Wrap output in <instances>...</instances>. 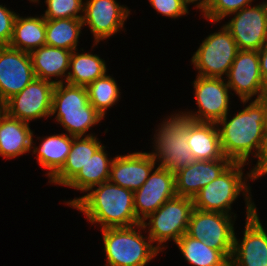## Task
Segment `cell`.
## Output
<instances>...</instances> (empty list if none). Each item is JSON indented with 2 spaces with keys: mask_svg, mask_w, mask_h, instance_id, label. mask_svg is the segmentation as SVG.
Listing matches in <instances>:
<instances>
[{
  "mask_svg": "<svg viewBox=\"0 0 267 266\" xmlns=\"http://www.w3.org/2000/svg\"><path fill=\"white\" fill-rule=\"evenodd\" d=\"M227 115L217 126L224 157L232 162L246 163L255 149L258 156L267 134V97L252 101L246 108L228 120Z\"/></svg>",
  "mask_w": 267,
  "mask_h": 266,
  "instance_id": "6da1fadb",
  "label": "cell"
},
{
  "mask_svg": "<svg viewBox=\"0 0 267 266\" xmlns=\"http://www.w3.org/2000/svg\"><path fill=\"white\" fill-rule=\"evenodd\" d=\"M83 197L67 202L87 216L90 223H100L102 228L138 225L134 208V191L105 181Z\"/></svg>",
  "mask_w": 267,
  "mask_h": 266,
  "instance_id": "7a4b0ae2",
  "label": "cell"
},
{
  "mask_svg": "<svg viewBox=\"0 0 267 266\" xmlns=\"http://www.w3.org/2000/svg\"><path fill=\"white\" fill-rule=\"evenodd\" d=\"M55 84L52 94L51 116L70 136L83 137L93 125L104 117L89 103L86 87L66 83Z\"/></svg>",
  "mask_w": 267,
  "mask_h": 266,
  "instance_id": "3957f363",
  "label": "cell"
},
{
  "mask_svg": "<svg viewBox=\"0 0 267 266\" xmlns=\"http://www.w3.org/2000/svg\"><path fill=\"white\" fill-rule=\"evenodd\" d=\"M245 163L233 162L224 172L215 180L203 187L193 198L194 208L201 211L222 212L229 215L231 204L238 198L240 192L245 191L246 219L252 217L257 211L254 203L251 201V194L243 180L242 167ZM243 180V181H242ZM249 195V196H248Z\"/></svg>",
  "mask_w": 267,
  "mask_h": 266,
  "instance_id": "277c9868",
  "label": "cell"
},
{
  "mask_svg": "<svg viewBox=\"0 0 267 266\" xmlns=\"http://www.w3.org/2000/svg\"><path fill=\"white\" fill-rule=\"evenodd\" d=\"M136 226L101 229L107 257L105 266H145L159 253L151 238L143 237L141 231L135 230Z\"/></svg>",
  "mask_w": 267,
  "mask_h": 266,
  "instance_id": "5b68a950",
  "label": "cell"
},
{
  "mask_svg": "<svg viewBox=\"0 0 267 266\" xmlns=\"http://www.w3.org/2000/svg\"><path fill=\"white\" fill-rule=\"evenodd\" d=\"M169 118L156 130L155 152L151 154L161 161L158 166L175 173L195 159L188 144L187 118L179 113Z\"/></svg>",
  "mask_w": 267,
  "mask_h": 266,
  "instance_id": "8992f818",
  "label": "cell"
},
{
  "mask_svg": "<svg viewBox=\"0 0 267 266\" xmlns=\"http://www.w3.org/2000/svg\"><path fill=\"white\" fill-rule=\"evenodd\" d=\"M194 209L193 199L175 196L167 200L157 211L150 214L145 220L137 225L139 229L149 227V237L152 243L157 242V248L162 251L160 245L170 238L176 243L186 232L188 223ZM147 223V224H146Z\"/></svg>",
  "mask_w": 267,
  "mask_h": 266,
  "instance_id": "52a82bcc",
  "label": "cell"
},
{
  "mask_svg": "<svg viewBox=\"0 0 267 266\" xmlns=\"http://www.w3.org/2000/svg\"><path fill=\"white\" fill-rule=\"evenodd\" d=\"M237 44L231 32L225 27L210 34L192 56V64L202 77L223 78L226 75L238 52Z\"/></svg>",
  "mask_w": 267,
  "mask_h": 266,
  "instance_id": "ba28073f",
  "label": "cell"
},
{
  "mask_svg": "<svg viewBox=\"0 0 267 266\" xmlns=\"http://www.w3.org/2000/svg\"><path fill=\"white\" fill-rule=\"evenodd\" d=\"M186 234L204 241L207 246L222 251L231 259L235 236L231 214L201 211L194 208Z\"/></svg>",
  "mask_w": 267,
  "mask_h": 266,
  "instance_id": "9c48e42d",
  "label": "cell"
},
{
  "mask_svg": "<svg viewBox=\"0 0 267 266\" xmlns=\"http://www.w3.org/2000/svg\"><path fill=\"white\" fill-rule=\"evenodd\" d=\"M195 98L199 111L181 113L189 120L196 122L218 123L228 115L230 89L222 78L202 77L197 75L193 82Z\"/></svg>",
  "mask_w": 267,
  "mask_h": 266,
  "instance_id": "30bf717a",
  "label": "cell"
},
{
  "mask_svg": "<svg viewBox=\"0 0 267 266\" xmlns=\"http://www.w3.org/2000/svg\"><path fill=\"white\" fill-rule=\"evenodd\" d=\"M54 82L35 78L21 92L5 102L6 114L23 122L50 117Z\"/></svg>",
  "mask_w": 267,
  "mask_h": 266,
  "instance_id": "8fae6325",
  "label": "cell"
},
{
  "mask_svg": "<svg viewBox=\"0 0 267 266\" xmlns=\"http://www.w3.org/2000/svg\"><path fill=\"white\" fill-rule=\"evenodd\" d=\"M227 85L246 103L254 95L256 100L267 97V85L264 83L259 66V54L255 50H238L227 73Z\"/></svg>",
  "mask_w": 267,
  "mask_h": 266,
  "instance_id": "7c38bea8",
  "label": "cell"
},
{
  "mask_svg": "<svg viewBox=\"0 0 267 266\" xmlns=\"http://www.w3.org/2000/svg\"><path fill=\"white\" fill-rule=\"evenodd\" d=\"M234 13L236 15L225 27L231 32L238 49L259 51L267 42V2Z\"/></svg>",
  "mask_w": 267,
  "mask_h": 266,
  "instance_id": "4fadbf2b",
  "label": "cell"
},
{
  "mask_svg": "<svg viewBox=\"0 0 267 266\" xmlns=\"http://www.w3.org/2000/svg\"><path fill=\"white\" fill-rule=\"evenodd\" d=\"M36 78L30 54L0 46V99L6 102Z\"/></svg>",
  "mask_w": 267,
  "mask_h": 266,
  "instance_id": "5bb4252c",
  "label": "cell"
},
{
  "mask_svg": "<svg viewBox=\"0 0 267 266\" xmlns=\"http://www.w3.org/2000/svg\"><path fill=\"white\" fill-rule=\"evenodd\" d=\"M176 196L175 174L158 166L145 183L134 191V208L137 219L142 223L167 200Z\"/></svg>",
  "mask_w": 267,
  "mask_h": 266,
  "instance_id": "9a60e30c",
  "label": "cell"
},
{
  "mask_svg": "<svg viewBox=\"0 0 267 266\" xmlns=\"http://www.w3.org/2000/svg\"><path fill=\"white\" fill-rule=\"evenodd\" d=\"M130 11L116 0H87L84 3L82 23L93 33L95 44L109 38L123 28Z\"/></svg>",
  "mask_w": 267,
  "mask_h": 266,
  "instance_id": "2e32d148",
  "label": "cell"
},
{
  "mask_svg": "<svg viewBox=\"0 0 267 266\" xmlns=\"http://www.w3.org/2000/svg\"><path fill=\"white\" fill-rule=\"evenodd\" d=\"M230 266H267V233L257 212L246 219L242 242L234 236Z\"/></svg>",
  "mask_w": 267,
  "mask_h": 266,
  "instance_id": "e0dca14e",
  "label": "cell"
},
{
  "mask_svg": "<svg viewBox=\"0 0 267 266\" xmlns=\"http://www.w3.org/2000/svg\"><path fill=\"white\" fill-rule=\"evenodd\" d=\"M232 163L227 157L212 161L194 160L187 167L174 173L176 195L193 199L203 187L215 180Z\"/></svg>",
  "mask_w": 267,
  "mask_h": 266,
  "instance_id": "ac0fdd59",
  "label": "cell"
},
{
  "mask_svg": "<svg viewBox=\"0 0 267 266\" xmlns=\"http://www.w3.org/2000/svg\"><path fill=\"white\" fill-rule=\"evenodd\" d=\"M156 161L151 153L146 152L119 155L112 161L109 181L135 191L145 183Z\"/></svg>",
  "mask_w": 267,
  "mask_h": 266,
  "instance_id": "d6986e66",
  "label": "cell"
},
{
  "mask_svg": "<svg viewBox=\"0 0 267 266\" xmlns=\"http://www.w3.org/2000/svg\"><path fill=\"white\" fill-rule=\"evenodd\" d=\"M187 132L188 144L195 160L212 161L224 157L216 123L196 122L187 119Z\"/></svg>",
  "mask_w": 267,
  "mask_h": 266,
  "instance_id": "ffe728a7",
  "label": "cell"
},
{
  "mask_svg": "<svg viewBox=\"0 0 267 266\" xmlns=\"http://www.w3.org/2000/svg\"><path fill=\"white\" fill-rule=\"evenodd\" d=\"M33 132L29 123L5 115L0 119V155L15 158L33 148Z\"/></svg>",
  "mask_w": 267,
  "mask_h": 266,
  "instance_id": "44dd1931",
  "label": "cell"
},
{
  "mask_svg": "<svg viewBox=\"0 0 267 266\" xmlns=\"http://www.w3.org/2000/svg\"><path fill=\"white\" fill-rule=\"evenodd\" d=\"M72 51L44 45L30 52L33 70L36 78L50 82L63 83L62 80L51 81L53 76L66 77Z\"/></svg>",
  "mask_w": 267,
  "mask_h": 266,
  "instance_id": "7402d4cb",
  "label": "cell"
},
{
  "mask_svg": "<svg viewBox=\"0 0 267 266\" xmlns=\"http://www.w3.org/2000/svg\"><path fill=\"white\" fill-rule=\"evenodd\" d=\"M101 146L100 141L92 134L84 138L73 137L70 152L63 167L50 179V182L66 186Z\"/></svg>",
  "mask_w": 267,
  "mask_h": 266,
  "instance_id": "603a6c76",
  "label": "cell"
},
{
  "mask_svg": "<svg viewBox=\"0 0 267 266\" xmlns=\"http://www.w3.org/2000/svg\"><path fill=\"white\" fill-rule=\"evenodd\" d=\"M46 45V19L42 17L22 18L17 15L9 47L24 52Z\"/></svg>",
  "mask_w": 267,
  "mask_h": 266,
  "instance_id": "cb8c5ba5",
  "label": "cell"
},
{
  "mask_svg": "<svg viewBox=\"0 0 267 266\" xmlns=\"http://www.w3.org/2000/svg\"><path fill=\"white\" fill-rule=\"evenodd\" d=\"M73 136L65 133L43 138L42 144L34 147L33 154L38 153L37 161L41 167L49 170L51 179L64 165L70 152Z\"/></svg>",
  "mask_w": 267,
  "mask_h": 266,
  "instance_id": "d4e9b609",
  "label": "cell"
},
{
  "mask_svg": "<svg viewBox=\"0 0 267 266\" xmlns=\"http://www.w3.org/2000/svg\"><path fill=\"white\" fill-rule=\"evenodd\" d=\"M104 148L105 146H101L91 156L85 166L66 185L67 187L87 192L90 188L109 180L113 159H108Z\"/></svg>",
  "mask_w": 267,
  "mask_h": 266,
  "instance_id": "484cf974",
  "label": "cell"
},
{
  "mask_svg": "<svg viewBox=\"0 0 267 266\" xmlns=\"http://www.w3.org/2000/svg\"><path fill=\"white\" fill-rule=\"evenodd\" d=\"M72 51L66 83L76 86L87 87L96 79L106 75L107 68L103 59L98 55Z\"/></svg>",
  "mask_w": 267,
  "mask_h": 266,
  "instance_id": "4316f807",
  "label": "cell"
},
{
  "mask_svg": "<svg viewBox=\"0 0 267 266\" xmlns=\"http://www.w3.org/2000/svg\"><path fill=\"white\" fill-rule=\"evenodd\" d=\"M176 244L184 258L194 266H230V259L222 251L210 248L204 241L186 233Z\"/></svg>",
  "mask_w": 267,
  "mask_h": 266,
  "instance_id": "83f0119b",
  "label": "cell"
},
{
  "mask_svg": "<svg viewBox=\"0 0 267 266\" xmlns=\"http://www.w3.org/2000/svg\"><path fill=\"white\" fill-rule=\"evenodd\" d=\"M82 27V19H46V45L74 51Z\"/></svg>",
  "mask_w": 267,
  "mask_h": 266,
  "instance_id": "f1b7e54d",
  "label": "cell"
},
{
  "mask_svg": "<svg viewBox=\"0 0 267 266\" xmlns=\"http://www.w3.org/2000/svg\"><path fill=\"white\" fill-rule=\"evenodd\" d=\"M89 103L104 117L106 109L114 105L119 99V87L111 77L104 75L96 79L87 87Z\"/></svg>",
  "mask_w": 267,
  "mask_h": 266,
  "instance_id": "f546056e",
  "label": "cell"
},
{
  "mask_svg": "<svg viewBox=\"0 0 267 266\" xmlns=\"http://www.w3.org/2000/svg\"><path fill=\"white\" fill-rule=\"evenodd\" d=\"M47 9L43 17L45 19L76 18L82 19L84 3L82 0H46Z\"/></svg>",
  "mask_w": 267,
  "mask_h": 266,
  "instance_id": "4dcf8cb0",
  "label": "cell"
},
{
  "mask_svg": "<svg viewBox=\"0 0 267 266\" xmlns=\"http://www.w3.org/2000/svg\"><path fill=\"white\" fill-rule=\"evenodd\" d=\"M253 0H212L204 17L212 22H218L225 16L232 15L242 8L250 6Z\"/></svg>",
  "mask_w": 267,
  "mask_h": 266,
  "instance_id": "1f68e13d",
  "label": "cell"
},
{
  "mask_svg": "<svg viewBox=\"0 0 267 266\" xmlns=\"http://www.w3.org/2000/svg\"><path fill=\"white\" fill-rule=\"evenodd\" d=\"M152 7L164 16L178 18L188 13L183 0H149Z\"/></svg>",
  "mask_w": 267,
  "mask_h": 266,
  "instance_id": "d6a6232c",
  "label": "cell"
},
{
  "mask_svg": "<svg viewBox=\"0 0 267 266\" xmlns=\"http://www.w3.org/2000/svg\"><path fill=\"white\" fill-rule=\"evenodd\" d=\"M16 17V13L0 5V46L9 45Z\"/></svg>",
  "mask_w": 267,
  "mask_h": 266,
  "instance_id": "836d02e7",
  "label": "cell"
},
{
  "mask_svg": "<svg viewBox=\"0 0 267 266\" xmlns=\"http://www.w3.org/2000/svg\"><path fill=\"white\" fill-rule=\"evenodd\" d=\"M256 158L258 161L255 165V168H252L251 172L247 173V176L252 180L267 174V134L262 142L260 152Z\"/></svg>",
  "mask_w": 267,
  "mask_h": 266,
  "instance_id": "e575fe53",
  "label": "cell"
},
{
  "mask_svg": "<svg viewBox=\"0 0 267 266\" xmlns=\"http://www.w3.org/2000/svg\"><path fill=\"white\" fill-rule=\"evenodd\" d=\"M260 73L264 83L267 85V42L258 51Z\"/></svg>",
  "mask_w": 267,
  "mask_h": 266,
  "instance_id": "d590c367",
  "label": "cell"
},
{
  "mask_svg": "<svg viewBox=\"0 0 267 266\" xmlns=\"http://www.w3.org/2000/svg\"><path fill=\"white\" fill-rule=\"evenodd\" d=\"M198 0H183V2L185 3L186 6H188V4L190 3H194L197 2ZM212 0H199V2H197V8L201 9L202 13H205L209 6L211 5Z\"/></svg>",
  "mask_w": 267,
  "mask_h": 266,
  "instance_id": "8d00e7d4",
  "label": "cell"
},
{
  "mask_svg": "<svg viewBox=\"0 0 267 266\" xmlns=\"http://www.w3.org/2000/svg\"><path fill=\"white\" fill-rule=\"evenodd\" d=\"M5 102L0 99V119L5 115Z\"/></svg>",
  "mask_w": 267,
  "mask_h": 266,
  "instance_id": "74e56055",
  "label": "cell"
},
{
  "mask_svg": "<svg viewBox=\"0 0 267 266\" xmlns=\"http://www.w3.org/2000/svg\"><path fill=\"white\" fill-rule=\"evenodd\" d=\"M30 1H32V2H34V3H36V2H38L39 0H30Z\"/></svg>",
  "mask_w": 267,
  "mask_h": 266,
  "instance_id": "f35d334b",
  "label": "cell"
}]
</instances>
